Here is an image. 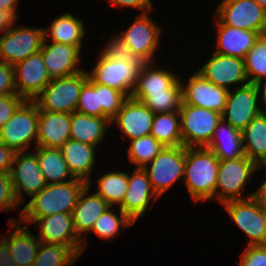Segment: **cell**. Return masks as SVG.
Here are the masks:
<instances>
[{"label":"cell","instance_id":"obj_50","mask_svg":"<svg viewBox=\"0 0 266 266\" xmlns=\"http://www.w3.org/2000/svg\"><path fill=\"white\" fill-rule=\"evenodd\" d=\"M18 0H0V11L9 12L15 19L18 18L16 13Z\"/></svg>","mask_w":266,"mask_h":266},{"label":"cell","instance_id":"obj_18","mask_svg":"<svg viewBox=\"0 0 266 266\" xmlns=\"http://www.w3.org/2000/svg\"><path fill=\"white\" fill-rule=\"evenodd\" d=\"M197 72L205 79L227 90H229L228 86L232 84L242 83L244 86L250 83L244 59L216 52Z\"/></svg>","mask_w":266,"mask_h":266},{"label":"cell","instance_id":"obj_30","mask_svg":"<svg viewBox=\"0 0 266 266\" xmlns=\"http://www.w3.org/2000/svg\"><path fill=\"white\" fill-rule=\"evenodd\" d=\"M245 156L258 166L266 164V113L252 119L241 132ZM245 141H247L246 144Z\"/></svg>","mask_w":266,"mask_h":266},{"label":"cell","instance_id":"obj_12","mask_svg":"<svg viewBox=\"0 0 266 266\" xmlns=\"http://www.w3.org/2000/svg\"><path fill=\"white\" fill-rule=\"evenodd\" d=\"M260 93L262 92H259L256 84L253 83L236 87L234 92L229 90L222 119L242 132L252 119L266 113L257 104Z\"/></svg>","mask_w":266,"mask_h":266},{"label":"cell","instance_id":"obj_20","mask_svg":"<svg viewBox=\"0 0 266 266\" xmlns=\"http://www.w3.org/2000/svg\"><path fill=\"white\" fill-rule=\"evenodd\" d=\"M154 113L141 101L128 97L111 123H116L129 140L150 135Z\"/></svg>","mask_w":266,"mask_h":266},{"label":"cell","instance_id":"obj_14","mask_svg":"<svg viewBox=\"0 0 266 266\" xmlns=\"http://www.w3.org/2000/svg\"><path fill=\"white\" fill-rule=\"evenodd\" d=\"M148 15V12L142 13L125 32L118 34L143 63H153L160 44L161 27Z\"/></svg>","mask_w":266,"mask_h":266},{"label":"cell","instance_id":"obj_15","mask_svg":"<svg viewBox=\"0 0 266 266\" xmlns=\"http://www.w3.org/2000/svg\"><path fill=\"white\" fill-rule=\"evenodd\" d=\"M10 175L20 204L24 200L22 190L33 197L47 185L36 153L16 152Z\"/></svg>","mask_w":266,"mask_h":266},{"label":"cell","instance_id":"obj_49","mask_svg":"<svg viewBox=\"0 0 266 266\" xmlns=\"http://www.w3.org/2000/svg\"><path fill=\"white\" fill-rule=\"evenodd\" d=\"M0 266H17L12 260L8 243L4 238L0 240Z\"/></svg>","mask_w":266,"mask_h":266},{"label":"cell","instance_id":"obj_54","mask_svg":"<svg viewBox=\"0 0 266 266\" xmlns=\"http://www.w3.org/2000/svg\"><path fill=\"white\" fill-rule=\"evenodd\" d=\"M261 7L266 9V0H255Z\"/></svg>","mask_w":266,"mask_h":266},{"label":"cell","instance_id":"obj_23","mask_svg":"<svg viewBox=\"0 0 266 266\" xmlns=\"http://www.w3.org/2000/svg\"><path fill=\"white\" fill-rule=\"evenodd\" d=\"M217 50L218 54L244 59L247 52L254 46L260 34L247 29L236 28L223 24L217 18Z\"/></svg>","mask_w":266,"mask_h":266},{"label":"cell","instance_id":"obj_29","mask_svg":"<svg viewBox=\"0 0 266 266\" xmlns=\"http://www.w3.org/2000/svg\"><path fill=\"white\" fill-rule=\"evenodd\" d=\"M206 147L212 150L220 160H230L245 156L241 131L233 128L223 119L218 123L210 143Z\"/></svg>","mask_w":266,"mask_h":266},{"label":"cell","instance_id":"obj_6","mask_svg":"<svg viewBox=\"0 0 266 266\" xmlns=\"http://www.w3.org/2000/svg\"><path fill=\"white\" fill-rule=\"evenodd\" d=\"M260 167L247 156L220 160L215 193L221 204L232 200H242L253 197L254 193L241 197V190L245 189L249 177ZM219 189V190H218ZM221 189V190H220Z\"/></svg>","mask_w":266,"mask_h":266},{"label":"cell","instance_id":"obj_11","mask_svg":"<svg viewBox=\"0 0 266 266\" xmlns=\"http://www.w3.org/2000/svg\"><path fill=\"white\" fill-rule=\"evenodd\" d=\"M20 222L37 223L40 242L71 247L79 256L85 244L76 234L72 213H56L41 218H20ZM84 244V245H83Z\"/></svg>","mask_w":266,"mask_h":266},{"label":"cell","instance_id":"obj_35","mask_svg":"<svg viewBox=\"0 0 266 266\" xmlns=\"http://www.w3.org/2000/svg\"><path fill=\"white\" fill-rule=\"evenodd\" d=\"M78 258L69 246L40 242L32 266H71Z\"/></svg>","mask_w":266,"mask_h":266},{"label":"cell","instance_id":"obj_40","mask_svg":"<svg viewBox=\"0 0 266 266\" xmlns=\"http://www.w3.org/2000/svg\"><path fill=\"white\" fill-rule=\"evenodd\" d=\"M79 113L94 117L108 118L103 112L99 99V84L89 79L83 84L76 110Z\"/></svg>","mask_w":266,"mask_h":266},{"label":"cell","instance_id":"obj_44","mask_svg":"<svg viewBox=\"0 0 266 266\" xmlns=\"http://www.w3.org/2000/svg\"><path fill=\"white\" fill-rule=\"evenodd\" d=\"M25 99L18 94L0 96V128L13 116Z\"/></svg>","mask_w":266,"mask_h":266},{"label":"cell","instance_id":"obj_31","mask_svg":"<svg viewBox=\"0 0 266 266\" xmlns=\"http://www.w3.org/2000/svg\"><path fill=\"white\" fill-rule=\"evenodd\" d=\"M83 21L70 13H65L52 21L49 28L44 29L45 38L51 35L52 42L68 44L82 48V38L85 35Z\"/></svg>","mask_w":266,"mask_h":266},{"label":"cell","instance_id":"obj_17","mask_svg":"<svg viewBox=\"0 0 266 266\" xmlns=\"http://www.w3.org/2000/svg\"><path fill=\"white\" fill-rule=\"evenodd\" d=\"M182 86V104L194 105L204 109L223 113L226 105L228 91L205 79L197 71L188 83Z\"/></svg>","mask_w":266,"mask_h":266},{"label":"cell","instance_id":"obj_8","mask_svg":"<svg viewBox=\"0 0 266 266\" xmlns=\"http://www.w3.org/2000/svg\"><path fill=\"white\" fill-rule=\"evenodd\" d=\"M143 167L146 172L153 190L160 197L173 184L184 178L185 170V147H164L160 153Z\"/></svg>","mask_w":266,"mask_h":266},{"label":"cell","instance_id":"obj_4","mask_svg":"<svg viewBox=\"0 0 266 266\" xmlns=\"http://www.w3.org/2000/svg\"><path fill=\"white\" fill-rule=\"evenodd\" d=\"M39 109L33 100H25L0 128V142L15 152L26 151L34 140L37 146Z\"/></svg>","mask_w":266,"mask_h":266},{"label":"cell","instance_id":"obj_9","mask_svg":"<svg viewBox=\"0 0 266 266\" xmlns=\"http://www.w3.org/2000/svg\"><path fill=\"white\" fill-rule=\"evenodd\" d=\"M11 27L0 38V61L15 65L39 52L45 38V28Z\"/></svg>","mask_w":266,"mask_h":266},{"label":"cell","instance_id":"obj_42","mask_svg":"<svg viewBox=\"0 0 266 266\" xmlns=\"http://www.w3.org/2000/svg\"><path fill=\"white\" fill-rule=\"evenodd\" d=\"M102 53L111 59L121 60L122 62L130 63H143L139 58L132 52V49L116 35L110 38L105 48L102 49Z\"/></svg>","mask_w":266,"mask_h":266},{"label":"cell","instance_id":"obj_1","mask_svg":"<svg viewBox=\"0 0 266 266\" xmlns=\"http://www.w3.org/2000/svg\"><path fill=\"white\" fill-rule=\"evenodd\" d=\"M220 159L207 147H185L184 180L194 203L212 200Z\"/></svg>","mask_w":266,"mask_h":266},{"label":"cell","instance_id":"obj_39","mask_svg":"<svg viewBox=\"0 0 266 266\" xmlns=\"http://www.w3.org/2000/svg\"><path fill=\"white\" fill-rule=\"evenodd\" d=\"M111 206L107 208L95 221L90 232L96 233L101 239H111L119 233L122 227H129L134 222L120 210V216L111 211Z\"/></svg>","mask_w":266,"mask_h":266},{"label":"cell","instance_id":"obj_32","mask_svg":"<svg viewBox=\"0 0 266 266\" xmlns=\"http://www.w3.org/2000/svg\"><path fill=\"white\" fill-rule=\"evenodd\" d=\"M36 155L47 184H50L49 181H52L51 184H56L74 179L60 149L37 146Z\"/></svg>","mask_w":266,"mask_h":266},{"label":"cell","instance_id":"obj_33","mask_svg":"<svg viewBox=\"0 0 266 266\" xmlns=\"http://www.w3.org/2000/svg\"><path fill=\"white\" fill-rule=\"evenodd\" d=\"M179 112L155 113L150 135L165 147L182 146Z\"/></svg>","mask_w":266,"mask_h":266},{"label":"cell","instance_id":"obj_37","mask_svg":"<svg viewBox=\"0 0 266 266\" xmlns=\"http://www.w3.org/2000/svg\"><path fill=\"white\" fill-rule=\"evenodd\" d=\"M153 136L147 135L131 140L128 148L129 161L143 168L148 165L164 148Z\"/></svg>","mask_w":266,"mask_h":266},{"label":"cell","instance_id":"obj_38","mask_svg":"<svg viewBox=\"0 0 266 266\" xmlns=\"http://www.w3.org/2000/svg\"><path fill=\"white\" fill-rule=\"evenodd\" d=\"M131 97L141 101L154 114L164 112H179L183 102L182 92L131 94Z\"/></svg>","mask_w":266,"mask_h":266},{"label":"cell","instance_id":"obj_25","mask_svg":"<svg viewBox=\"0 0 266 266\" xmlns=\"http://www.w3.org/2000/svg\"><path fill=\"white\" fill-rule=\"evenodd\" d=\"M90 186V184H87L84 187L72 211L74 228L80 239L83 233L91 231L95 221L110 207L97 193L86 196L87 192L90 190Z\"/></svg>","mask_w":266,"mask_h":266},{"label":"cell","instance_id":"obj_34","mask_svg":"<svg viewBox=\"0 0 266 266\" xmlns=\"http://www.w3.org/2000/svg\"><path fill=\"white\" fill-rule=\"evenodd\" d=\"M99 194L111 207L119 206L128 190V174L125 172H108L97 181Z\"/></svg>","mask_w":266,"mask_h":266},{"label":"cell","instance_id":"obj_41","mask_svg":"<svg viewBox=\"0 0 266 266\" xmlns=\"http://www.w3.org/2000/svg\"><path fill=\"white\" fill-rule=\"evenodd\" d=\"M128 97L113 88L99 84V99L102 112L112 120Z\"/></svg>","mask_w":266,"mask_h":266},{"label":"cell","instance_id":"obj_21","mask_svg":"<svg viewBox=\"0 0 266 266\" xmlns=\"http://www.w3.org/2000/svg\"><path fill=\"white\" fill-rule=\"evenodd\" d=\"M47 40V38H44L40 51L51 79L83 71L76 67L81 61L79 48L58 42L47 44Z\"/></svg>","mask_w":266,"mask_h":266},{"label":"cell","instance_id":"obj_28","mask_svg":"<svg viewBox=\"0 0 266 266\" xmlns=\"http://www.w3.org/2000/svg\"><path fill=\"white\" fill-rule=\"evenodd\" d=\"M110 124L109 118L88 116L74 111L71 113L70 138L97 146L104 139L107 126Z\"/></svg>","mask_w":266,"mask_h":266},{"label":"cell","instance_id":"obj_24","mask_svg":"<svg viewBox=\"0 0 266 266\" xmlns=\"http://www.w3.org/2000/svg\"><path fill=\"white\" fill-rule=\"evenodd\" d=\"M153 66L154 63H144L141 66L132 94L182 92L179 77L167 70L156 69Z\"/></svg>","mask_w":266,"mask_h":266},{"label":"cell","instance_id":"obj_45","mask_svg":"<svg viewBox=\"0 0 266 266\" xmlns=\"http://www.w3.org/2000/svg\"><path fill=\"white\" fill-rule=\"evenodd\" d=\"M239 266H266V245H250L243 251Z\"/></svg>","mask_w":266,"mask_h":266},{"label":"cell","instance_id":"obj_46","mask_svg":"<svg viewBox=\"0 0 266 266\" xmlns=\"http://www.w3.org/2000/svg\"><path fill=\"white\" fill-rule=\"evenodd\" d=\"M17 94L14 78V67L0 61V96Z\"/></svg>","mask_w":266,"mask_h":266},{"label":"cell","instance_id":"obj_13","mask_svg":"<svg viewBox=\"0 0 266 266\" xmlns=\"http://www.w3.org/2000/svg\"><path fill=\"white\" fill-rule=\"evenodd\" d=\"M225 25L266 34V9L255 0H223L216 10Z\"/></svg>","mask_w":266,"mask_h":266},{"label":"cell","instance_id":"obj_26","mask_svg":"<svg viewBox=\"0 0 266 266\" xmlns=\"http://www.w3.org/2000/svg\"><path fill=\"white\" fill-rule=\"evenodd\" d=\"M18 223L15 231H12L5 241L8 243L10 255L17 266H32L40 240L28 231V225L21 226V222L11 219L8 224L14 227Z\"/></svg>","mask_w":266,"mask_h":266},{"label":"cell","instance_id":"obj_47","mask_svg":"<svg viewBox=\"0 0 266 266\" xmlns=\"http://www.w3.org/2000/svg\"><path fill=\"white\" fill-rule=\"evenodd\" d=\"M16 152L0 142V172L10 173Z\"/></svg>","mask_w":266,"mask_h":266},{"label":"cell","instance_id":"obj_52","mask_svg":"<svg viewBox=\"0 0 266 266\" xmlns=\"http://www.w3.org/2000/svg\"><path fill=\"white\" fill-rule=\"evenodd\" d=\"M263 166L266 168V164L259 167L261 168ZM253 197L266 208V180L265 182H263L261 187H259V189L254 193Z\"/></svg>","mask_w":266,"mask_h":266},{"label":"cell","instance_id":"obj_27","mask_svg":"<svg viewBox=\"0 0 266 266\" xmlns=\"http://www.w3.org/2000/svg\"><path fill=\"white\" fill-rule=\"evenodd\" d=\"M59 149L72 176L91 184L88 176L96 159V146L69 139Z\"/></svg>","mask_w":266,"mask_h":266},{"label":"cell","instance_id":"obj_10","mask_svg":"<svg viewBox=\"0 0 266 266\" xmlns=\"http://www.w3.org/2000/svg\"><path fill=\"white\" fill-rule=\"evenodd\" d=\"M225 209L236 225L249 236L250 245H266V208L254 197L225 202Z\"/></svg>","mask_w":266,"mask_h":266},{"label":"cell","instance_id":"obj_7","mask_svg":"<svg viewBox=\"0 0 266 266\" xmlns=\"http://www.w3.org/2000/svg\"><path fill=\"white\" fill-rule=\"evenodd\" d=\"M96 62L91 72H87L88 79L93 83L108 86L131 97L140 68L144 63L128 64L125 61L106 57L102 52Z\"/></svg>","mask_w":266,"mask_h":266},{"label":"cell","instance_id":"obj_19","mask_svg":"<svg viewBox=\"0 0 266 266\" xmlns=\"http://www.w3.org/2000/svg\"><path fill=\"white\" fill-rule=\"evenodd\" d=\"M152 196L153 200L159 198L144 169L136 168L132 175L128 174V190L119 210L135 223L148 209Z\"/></svg>","mask_w":266,"mask_h":266},{"label":"cell","instance_id":"obj_3","mask_svg":"<svg viewBox=\"0 0 266 266\" xmlns=\"http://www.w3.org/2000/svg\"><path fill=\"white\" fill-rule=\"evenodd\" d=\"M87 80L85 71L51 79L33 101L39 110L71 114L76 110L81 89Z\"/></svg>","mask_w":266,"mask_h":266},{"label":"cell","instance_id":"obj_16","mask_svg":"<svg viewBox=\"0 0 266 266\" xmlns=\"http://www.w3.org/2000/svg\"><path fill=\"white\" fill-rule=\"evenodd\" d=\"M13 67L17 94L25 100H33L51 81L41 51L30 55Z\"/></svg>","mask_w":266,"mask_h":266},{"label":"cell","instance_id":"obj_51","mask_svg":"<svg viewBox=\"0 0 266 266\" xmlns=\"http://www.w3.org/2000/svg\"><path fill=\"white\" fill-rule=\"evenodd\" d=\"M17 21L9 12L0 11V32H6Z\"/></svg>","mask_w":266,"mask_h":266},{"label":"cell","instance_id":"obj_36","mask_svg":"<svg viewBox=\"0 0 266 266\" xmlns=\"http://www.w3.org/2000/svg\"><path fill=\"white\" fill-rule=\"evenodd\" d=\"M244 61L250 83L256 84L266 78V34L259 36L254 46L247 52Z\"/></svg>","mask_w":266,"mask_h":266},{"label":"cell","instance_id":"obj_43","mask_svg":"<svg viewBox=\"0 0 266 266\" xmlns=\"http://www.w3.org/2000/svg\"><path fill=\"white\" fill-rule=\"evenodd\" d=\"M19 204L10 173L0 172V210H14Z\"/></svg>","mask_w":266,"mask_h":266},{"label":"cell","instance_id":"obj_5","mask_svg":"<svg viewBox=\"0 0 266 266\" xmlns=\"http://www.w3.org/2000/svg\"><path fill=\"white\" fill-rule=\"evenodd\" d=\"M179 114L184 147H206L222 120L221 113L189 104H182Z\"/></svg>","mask_w":266,"mask_h":266},{"label":"cell","instance_id":"obj_53","mask_svg":"<svg viewBox=\"0 0 266 266\" xmlns=\"http://www.w3.org/2000/svg\"><path fill=\"white\" fill-rule=\"evenodd\" d=\"M263 80H265L264 81V84H263ZM263 84V85H262ZM256 87H257V89H258V91L260 92V90H261V88H262V90L261 91H263V93H262V100H263V105L266 107V78L265 79H262V80H260V81H258L257 83H256Z\"/></svg>","mask_w":266,"mask_h":266},{"label":"cell","instance_id":"obj_48","mask_svg":"<svg viewBox=\"0 0 266 266\" xmlns=\"http://www.w3.org/2000/svg\"><path fill=\"white\" fill-rule=\"evenodd\" d=\"M111 5L133 7L137 9L144 10L143 13H147L151 10L152 2L151 0H109Z\"/></svg>","mask_w":266,"mask_h":266},{"label":"cell","instance_id":"obj_2","mask_svg":"<svg viewBox=\"0 0 266 266\" xmlns=\"http://www.w3.org/2000/svg\"><path fill=\"white\" fill-rule=\"evenodd\" d=\"M88 183L82 179L47 184L20 211V218H41L56 213H72Z\"/></svg>","mask_w":266,"mask_h":266},{"label":"cell","instance_id":"obj_22","mask_svg":"<svg viewBox=\"0 0 266 266\" xmlns=\"http://www.w3.org/2000/svg\"><path fill=\"white\" fill-rule=\"evenodd\" d=\"M71 114L39 110L37 146L59 149L70 138Z\"/></svg>","mask_w":266,"mask_h":266}]
</instances>
